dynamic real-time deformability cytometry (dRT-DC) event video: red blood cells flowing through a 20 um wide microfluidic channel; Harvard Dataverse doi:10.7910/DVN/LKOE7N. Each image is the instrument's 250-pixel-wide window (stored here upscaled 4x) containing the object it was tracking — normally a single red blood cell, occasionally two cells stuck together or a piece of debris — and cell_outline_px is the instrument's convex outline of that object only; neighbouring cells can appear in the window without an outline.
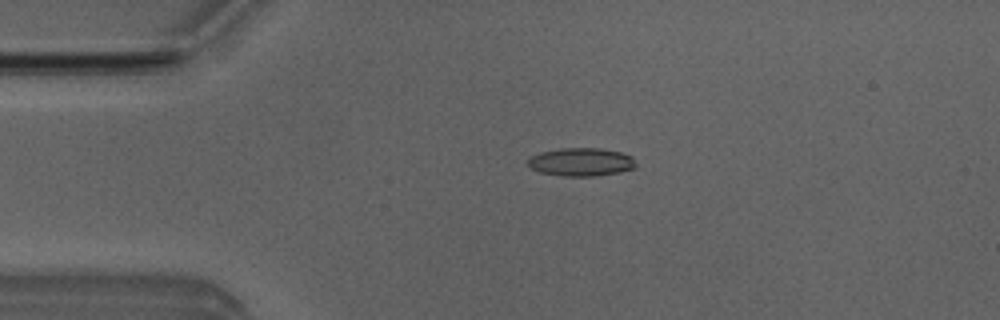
{"species": "Egyptian fruit bat (a non-hibernating species)", "species_latin": "Rousettus aegyptiacus", "temperature_condition": "room temperature", "stored_images_in_passage": 2, "camera_frame_rate_fps": 3000, "um_per_image_px": 0.085, "animal": {"sex": "male"}, "frame": {"image": 1, "passage_image": 1, "time_ms": 0.0, "image_size_px": [1000, 320], "cell_outline_px": [[636, 168], [620, 172], [596, 176], [560, 176], [540, 172], [532, 168], [528, 164], [528, 160], [532, 156], [540, 152], [560, 148], [600, 148], [620, 152], [632, 156], [636, 164]], "centroid_in_image_um": [49.42, 13.77], "position_along_channel_um": 35.6, "area_um2": 17.8}}